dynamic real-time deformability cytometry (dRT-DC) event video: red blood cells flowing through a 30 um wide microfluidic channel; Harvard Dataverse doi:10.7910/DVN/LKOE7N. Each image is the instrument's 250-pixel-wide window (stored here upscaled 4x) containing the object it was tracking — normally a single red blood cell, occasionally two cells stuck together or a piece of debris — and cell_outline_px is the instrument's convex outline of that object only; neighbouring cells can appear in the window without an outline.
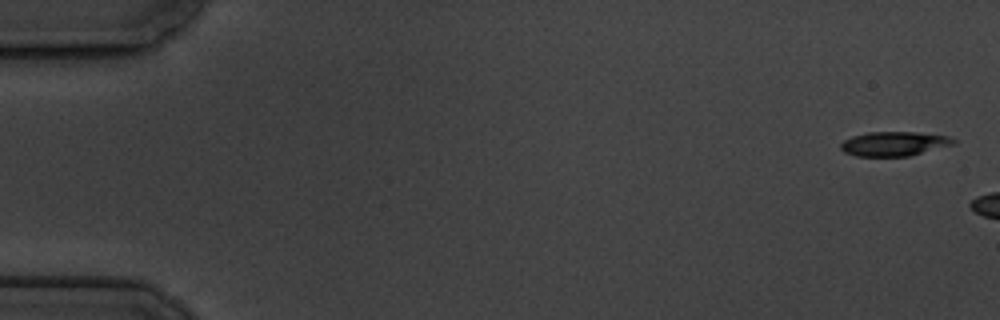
{"species": "common noctule bat (a hibernating species)", "species_latin": "Nyctalus noctula", "temperature_condition": "cold", "stored_images_in_passage": 3, "camera_frame_rate_fps": 3000, "um_per_image_px": 0.085, "animal": {"sex": "male", "body_mass_g": 19.5, "forearm_length_mm": 54.6}, "frame": {"image": 1, "passage_image": 1, "time_ms": 0.0, "image_size_px": [1000, 320], "cell_outline_px": [[956, 144], [908, 156], [856, 156], [844, 152], [840, 148], [840, 144], [844, 140], [852, 136], [868, 132], [916, 132], [948, 136], [956, 140]], "centroid_in_image_um": [76.0, 12.22], "position_along_channel_um": 9.0, "area_um2": 16.01}}